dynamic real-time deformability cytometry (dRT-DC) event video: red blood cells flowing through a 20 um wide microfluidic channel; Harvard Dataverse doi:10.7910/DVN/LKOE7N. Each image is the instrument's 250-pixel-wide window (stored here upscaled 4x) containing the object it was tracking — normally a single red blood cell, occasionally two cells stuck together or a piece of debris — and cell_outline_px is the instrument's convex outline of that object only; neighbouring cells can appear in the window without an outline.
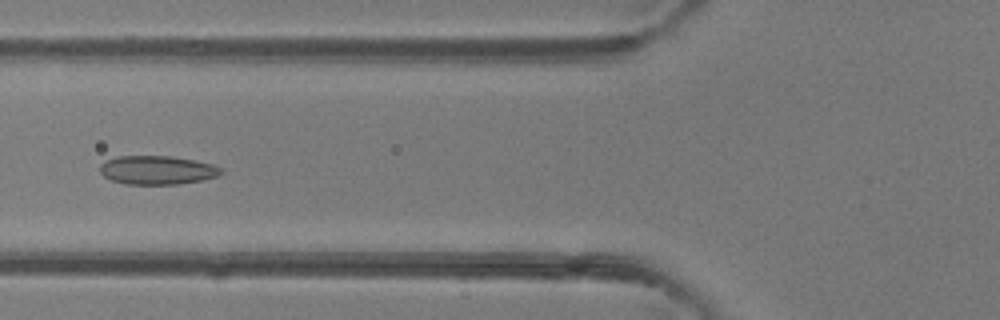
{"species": "common noctule bat (a hibernating species)", "species_latin": "Nyctalus noctula", "temperature_condition": "room temperature", "stored_images_in_passage": 44, "camera_frame_rate_fps": 3000, "um_per_image_px": 0.085, "animal": {"sex": "female"}, "frame": {"image": 1, "passage_image": 15, "time_ms": 4.667, "image_size_px": [1000, 320], "cell_outline_px": [[224, 172], [216, 176], [200, 180], [180, 184], [124, 184], [112, 180], [104, 176], [100, 172], [100, 164], [108, 160], [120, 156], [172, 156], [196, 160], [212, 164], [224, 168]], "centroid_in_image_um": [13.39, 14.45], "position_along_channel_um": 112.4, "area_um2": 20.29}}
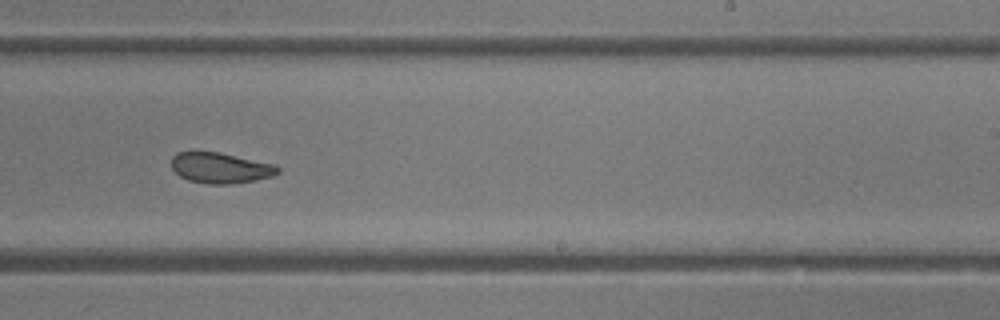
{"frame": {"image": 2, "passage_image": 26, "time_ms": 8.333, "image_size_px": [1000, 320], "cell_outline_px": [[280, 172], [272, 176], [252, 180], [228, 184], [208, 184], [188, 180], [180, 176], [172, 168], [172, 156], [176, 152], [192, 148], [220, 152], [276, 164], [280, 168]], "centroid_in_image_um": [18.68, 14.21], "position_along_channel_um": 270.3, "area_um2": 19.59}}
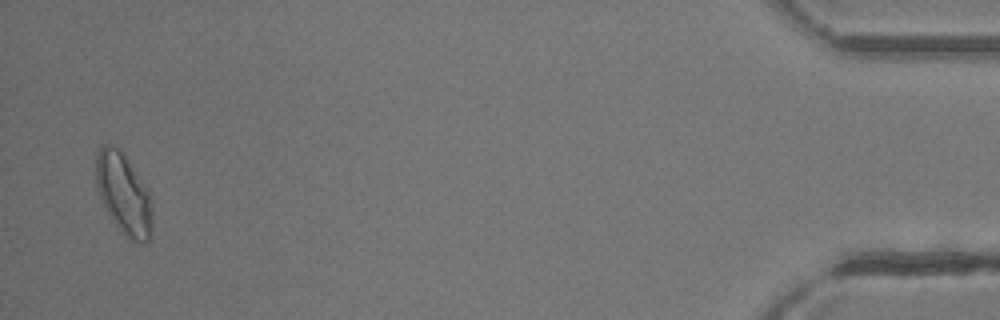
{"frame": {"image": 3, "passage_image": 43, "time_ms": 14.0, "image_size_px": [1000, 320], "cell_outline_px": [[152, 228], [148, 240], [140, 244], [132, 240], [112, 220], [104, 208], [96, 184], [96, 156], [100, 148], [104, 144], [112, 144], [124, 156], [148, 192], [152, 200]], "centroid_in_image_um": [10.5, 16.51], "position_along_channel_um": 424.7, "area_um2": 25.89}, "authors_computed_cell_mechanics": {"area_um2": 20.7213, "velocity_mm_per_s": 4.3094, "shape_relaxation_time_tau1_ms": 7.444, "shape_relaxation_time_tau2_ms": 2.0015, "deformation_change_tau1": 0.1514, "deformation_change_tau2": 0.076}}